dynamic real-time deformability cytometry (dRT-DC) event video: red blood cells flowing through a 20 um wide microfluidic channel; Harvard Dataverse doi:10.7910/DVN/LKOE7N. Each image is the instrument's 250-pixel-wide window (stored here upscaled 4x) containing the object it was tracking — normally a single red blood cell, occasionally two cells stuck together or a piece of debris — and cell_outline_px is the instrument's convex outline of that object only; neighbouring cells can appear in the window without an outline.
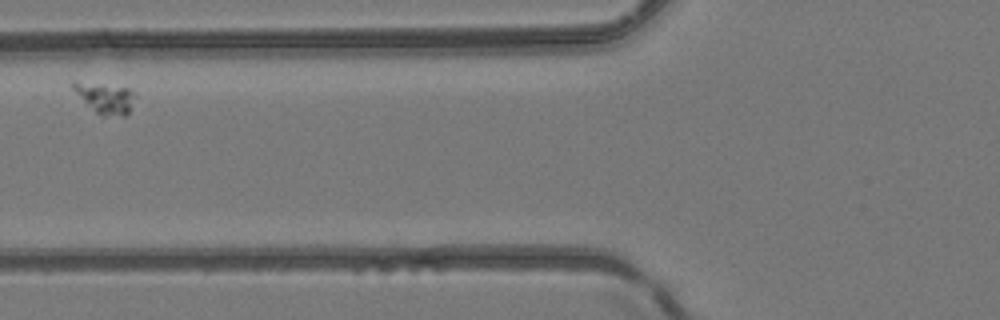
{"species": "common noctule bat (a hibernating species)", "species_latin": "Nyctalus noctula", "temperature_condition": "room temperature", "stored_images_in_passage": 5, "camera_frame_rate_fps": 3000, "um_per_image_px": 0.085, "animal": {"sex": "female", "body_mass_g": 24.6, "forearm_length_mm": 56.2}, "frame": {"image": 1, "passage_image": 2, "time_ms": 1.333, "image_size_px": [1000, 320], "cell_outline_px": [[136, 96], [128, 112], [124, 116], [104, 116], [96, 112], [72, 88], [72, 80], [128, 88]], "centroid_in_image_um": [8.96, 8.32], "position_along_channel_um": 116.8, "area_um2": 10.69}}
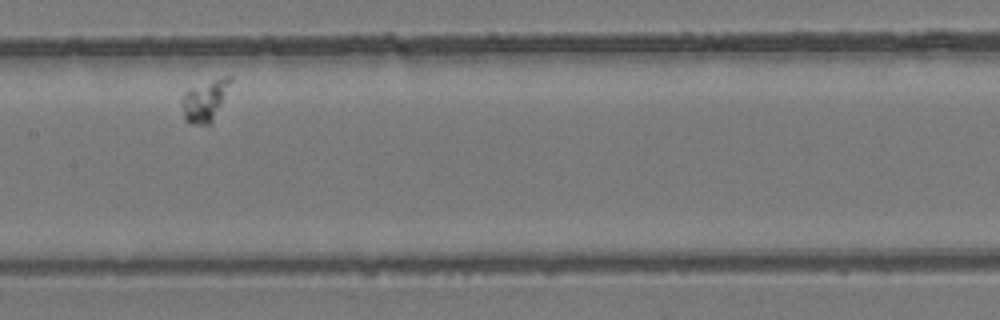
{"frame": {"image": 2, "passage_image": 4, "time_ms": 3.333, "image_size_px": [1000, 320], "cell_outline_px": [[232, 80], [212, 124], [188, 124], [184, 120], [180, 104], [180, 100], [184, 92], [192, 88], [212, 80], [224, 76], [232, 76]], "centroid_in_image_um": [17.38, 8.58], "position_along_channel_um": 190.0, "area_um2": 11.73}}
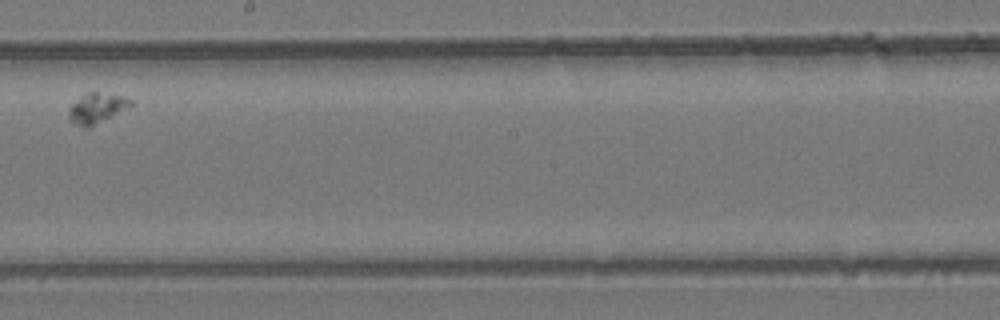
{"frame": {"image": 3, "passage_image": 5, "time_ms": 4.667, "image_size_px": [1000, 320], "cell_outline_px": [[136, 104], [88, 128], [84, 128], [68, 120], [68, 108], [80, 96], [88, 92], [96, 92], [120, 96], [136, 100]], "centroid_in_image_um": [8.24, 9.2], "position_along_channel_um": 240.0, "area_um2": 11.04}}